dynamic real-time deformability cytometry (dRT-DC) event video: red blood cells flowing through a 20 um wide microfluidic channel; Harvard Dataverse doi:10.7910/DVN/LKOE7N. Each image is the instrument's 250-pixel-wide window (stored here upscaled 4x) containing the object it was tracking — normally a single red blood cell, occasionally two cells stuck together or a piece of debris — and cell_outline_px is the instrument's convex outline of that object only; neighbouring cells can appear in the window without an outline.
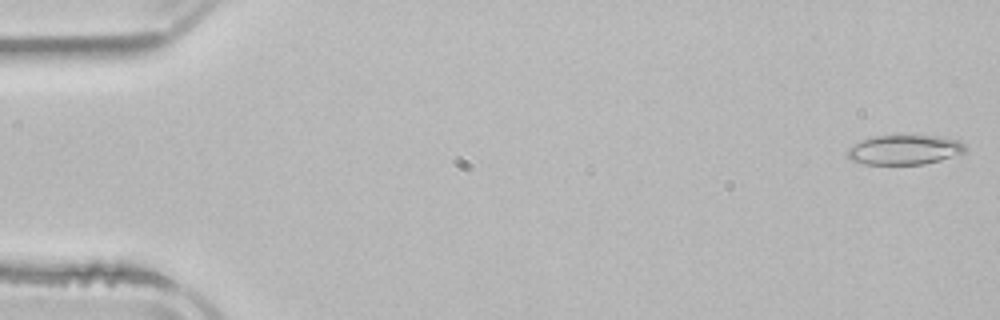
{"species": "common noctule bat (a hibernating species)", "species_latin": "Nyctalus noctula", "temperature_condition": "room temperature", "stored_images_in_passage": 5, "camera_frame_rate_fps": 3000, "um_per_image_px": 0.085, "animal": {"sex": "male", "body_mass_g": 21.5, "forearm_length_mm": 52.0}, "frame": {"image": 1, "passage_image": 1, "time_ms": 0.0, "image_size_px": [1000, 320], "cell_outline_px": [[968, 148], [964, 152], [940, 160], [924, 164], [864, 164], [852, 160], [848, 156], [848, 148], [872, 136], [940, 136], [960, 140]], "centroid_in_image_um": [76.93, 12.73], "position_along_channel_um": 8.1, "area_um2": 20.11}}
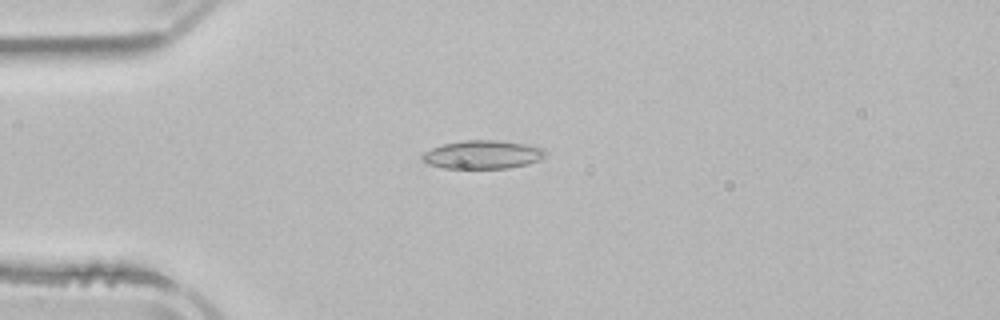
{"frame": {"image": 2, "passage_image": 4, "time_ms": 4.0, "image_size_px": [1000, 320], "cell_outline_px": [[548, 152], [540, 160], [528, 164], [508, 168], [444, 168], [428, 164], [420, 160], [420, 156], [424, 152], [432, 148], [444, 144], [464, 140], [496, 140], [524, 144], [544, 148]], "centroid_in_image_um": [41.02, 13.14], "position_along_channel_um": 44.0, "area_um2": 20.46}}
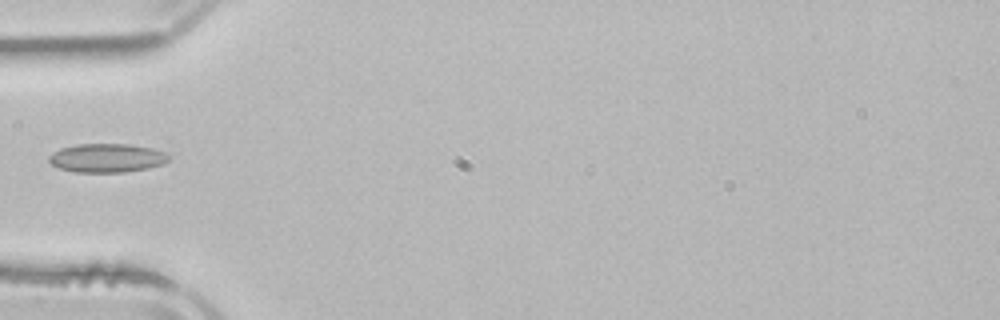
{"frame": {"image": 3, "passage_image": 5, "time_ms": 5.333, "image_size_px": [1000, 320], "cell_outline_px": [[168, 160], [164, 164], [148, 168], [124, 172], [76, 172], [60, 168], [52, 164], [48, 160], [48, 156], [52, 152], [60, 148], [80, 144], [128, 144], [152, 148], [164, 152], [168, 156]], "centroid_in_image_um": [9.07, 13.43], "position_along_channel_um": 75.9, "area_um2": 20.0}}